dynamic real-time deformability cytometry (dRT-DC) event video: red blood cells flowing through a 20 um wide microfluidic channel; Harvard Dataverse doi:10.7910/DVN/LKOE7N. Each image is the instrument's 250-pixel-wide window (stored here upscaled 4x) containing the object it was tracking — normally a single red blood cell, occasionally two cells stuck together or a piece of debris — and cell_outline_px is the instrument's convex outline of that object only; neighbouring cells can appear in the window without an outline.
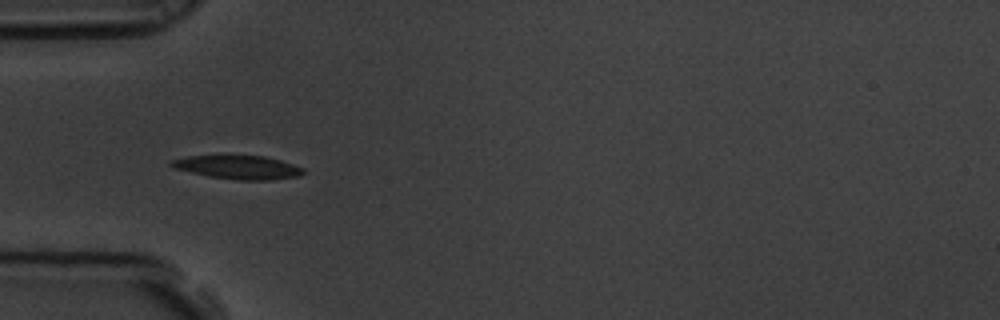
{"species": "common noctule bat (a hibernating species)", "species_latin": "Nyctalus noctula", "temperature_condition": "room temperature", "stored_images_in_passage": 5, "camera_frame_rate_fps": 3000, "um_per_image_px": 0.085, "animal": {"sex": "male", "body_mass_g": 19.5, "forearm_length_mm": 54.6}, "frame": {"image": 1, "passage_image": 1, "time_ms": 0.0, "image_size_px": [1000, 320], "cell_outline_px": [[304, 172], [300, 176], [272, 180], [240, 180], [208, 176], [172, 168], [168, 164], [172, 160], [188, 156], [264, 156], [280, 160], [304, 168]], "centroid_in_image_um": [20.24, 14.23], "position_along_channel_um": 64.8, "area_um2": 18.03}}
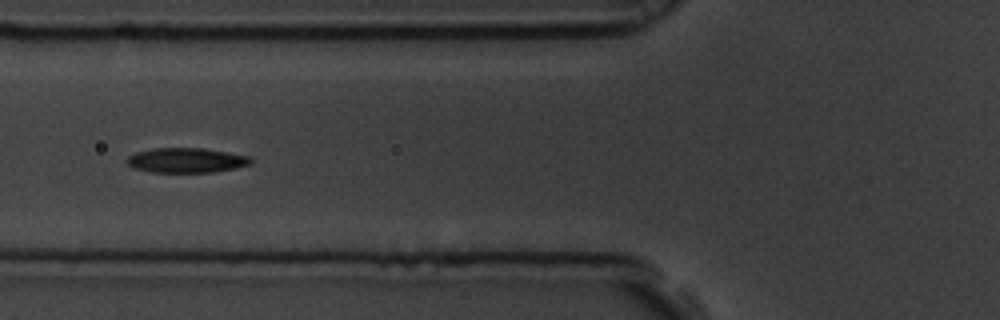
{"frame": {"image": 2, "passage_image": 2, "time_ms": 0.333, "image_size_px": [1000, 320], "cell_outline_px": [[252, 164], [236, 168], [212, 172], [152, 172], [132, 168], [124, 160], [128, 156], [136, 152], [152, 148], [204, 148], [248, 156], [252, 160]], "centroid_in_image_um": [15.8, 13.62], "position_along_channel_um": 110.0, "area_um2": 17.98}}
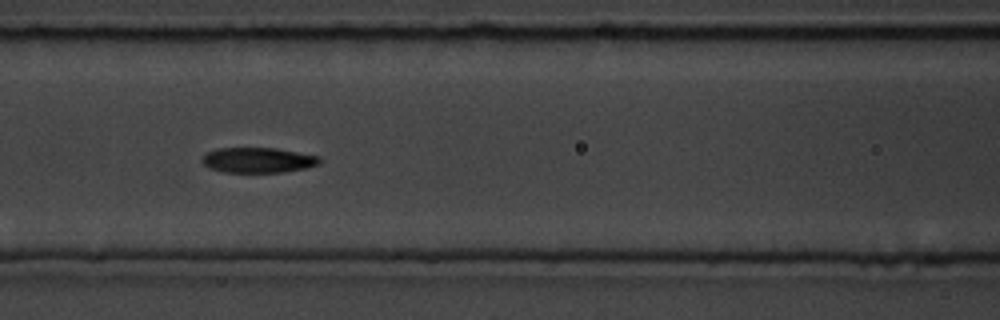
{"frame": {"image": 3, "passage_image": 3, "time_ms": 0.667, "image_size_px": [1000, 320], "cell_outline_px": [[320, 164], [304, 168], [284, 172], [224, 172], [208, 168], [200, 160], [208, 152], [216, 148], [276, 148], [320, 156]], "centroid_in_image_um": [21.92, 13.61], "position_along_channel_um": 144.7, "area_um2": 17.28}}